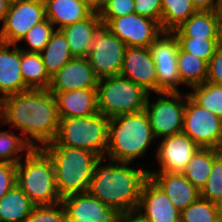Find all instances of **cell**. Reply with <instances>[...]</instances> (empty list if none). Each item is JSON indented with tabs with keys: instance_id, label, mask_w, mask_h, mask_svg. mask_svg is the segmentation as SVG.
<instances>
[{
	"instance_id": "6da1fadb",
	"label": "cell",
	"mask_w": 222,
	"mask_h": 222,
	"mask_svg": "<svg viewBox=\"0 0 222 222\" xmlns=\"http://www.w3.org/2000/svg\"><path fill=\"white\" fill-rule=\"evenodd\" d=\"M59 121L56 99L48 89H29L0 100V123L21 130L32 148L54 141Z\"/></svg>"
},
{
	"instance_id": "7a4b0ae2",
	"label": "cell",
	"mask_w": 222,
	"mask_h": 222,
	"mask_svg": "<svg viewBox=\"0 0 222 222\" xmlns=\"http://www.w3.org/2000/svg\"><path fill=\"white\" fill-rule=\"evenodd\" d=\"M104 159L96 162L87 192L122 214L136 210L149 170L128 167L129 163L113 160L105 164Z\"/></svg>"
},
{
	"instance_id": "3957f363",
	"label": "cell",
	"mask_w": 222,
	"mask_h": 222,
	"mask_svg": "<svg viewBox=\"0 0 222 222\" xmlns=\"http://www.w3.org/2000/svg\"><path fill=\"white\" fill-rule=\"evenodd\" d=\"M155 139L145 110L111 118L107 126L105 157L130 164L143 157Z\"/></svg>"
},
{
	"instance_id": "277c9868",
	"label": "cell",
	"mask_w": 222,
	"mask_h": 222,
	"mask_svg": "<svg viewBox=\"0 0 222 222\" xmlns=\"http://www.w3.org/2000/svg\"><path fill=\"white\" fill-rule=\"evenodd\" d=\"M42 149L52 159L61 199L88 191L94 166L100 159L96 153L65 145H45Z\"/></svg>"
},
{
	"instance_id": "5b68a950",
	"label": "cell",
	"mask_w": 222,
	"mask_h": 222,
	"mask_svg": "<svg viewBox=\"0 0 222 222\" xmlns=\"http://www.w3.org/2000/svg\"><path fill=\"white\" fill-rule=\"evenodd\" d=\"M16 164V185L35 206L61 202L56 189L51 157L42 148H33Z\"/></svg>"
},
{
	"instance_id": "8992f818",
	"label": "cell",
	"mask_w": 222,
	"mask_h": 222,
	"mask_svg": "<svg viewBox=\"0 0 222 222\" xmlns=\"http://www.w3.org/2000/svg\"><path fill=\"white\" fill-rule=\"evenodd\" d=\"M110 119L101 113L87 117L60 118L54 141L46 145H65L96 153L105 158L107 126Z\"/></svg>"
},
{
	"instance_id": "52a82bcc",
	"label": "cell",
	"mask_w": 222,
	"mask_h": 222,
	"mask_svg": "<svg viewBox=\"0 0 222 222\" xmlns=\"http://www.w3.org/2000/svg\"><path fill=\"white\" fill-rule=\"evenodd\" d=\"M96 91L98 112L109 119L144 110L149 94L120 75L99 79Z\"/></svg>"
},
{
	"instance_id": "ba28073f",
	"label": "cell",
	"mask_w": 222,
	"mask_h": 222,
	"mask_svg": "<svg viewBox=\"0 0 222 222\" xmlns=\"http://www.w3.org/2000/svg\"><path fill=\"white\" fill-rule=\"evenodd\" d=\"M157 101L150 104V94L145 111L149 117L153 135L157 139L182 133L186 95L181 92H160Z\"/></svg>"
},
{
	"instance_id": "9c48e42d",
	"label": "cell",
	"mask_w": 222,
	"mask_h": 222,
	"mask_svg": "<svg viewBox=\"0 0 222 222\" xmlns=\"http://www.w3.org/2000/svg\"><path fill=\"white\" fill-rule=\"evenodd\" d=\"M126 48L105 26L95 33L87 59L98 79L120 75Z\"/></svg>"
},
{
	"instance_id": "30bf717a",
	"label": "cell",
	"mask_w": 222,
	"mask_h": 222,
	"mask_svg": "<svg viewBox=\"0 0 222 222\" xmlns=\"http://www.w3.org/2000/svg\"><path fill=\"white\" fill-rule=\"evenodd\" d=\"M152 60L156 65L157 93L180 92L177 88L180 84L178 74L177 57L179 53V41L171 31L162 33L149 46Z\"/></svg>"
},
{
	"instance_id": "8fae6325",
	"label": "cell",
	"mask_w": 222,
	"mask_h": 222,
	"mask_svg": "<svg viewBox=\"0 0 222 222\" xmlns=\"http://www.w3.org/2000/svg\"><path fill=\"white\" fill-rule=\"evenodd\" d=\"M182 133L200 148L217 149L222 138V118L198 105L186 94Z\"/></svg>"
},
{
	"instance_id": "7c38bea8",
	"label": "cell",
	"mask_w": 222,
	"mask_h": 222,
	"mask_svg": "<svg viewBox=\"0 0 222 222\" xmlns=\"http://www.w3.org/2000/svg\"><path fill=\"white\" fill-rule=\"evenodd\" d=\"M44 0H17L9 5L0 29V41L17 45L27 32L45 19Z\"/></svg>"
},
{
	"instance_id": "4fadbf2b",
	"label": "cell",
	"mask_w": 222,
	"mask_h": 222,
	"mask_svg": "<svg viewBox=\"0 0 222 222\" xmlns=\"http://www.w3.org/2000/svg\"><path fill=\"white\" fill-rule=\"evenodd\" d=\"M105 27L127 47L147 48L162 33L155 20L136 13L112 18Z\"/></svg>"
},
{
	"instance_id": "5bb4252c",
	"label": "cell",
	"mask_w": 222,
	"mask_h": 222,
	"mask_svg": "<svg viewBox=\"0 0 222 222\" xmlns=\"http://www.w3.org/2000/svg\"><path fill=\"white\" fill-rule=\"evenodd\" d=\"M120 76L141 86L149 94H157L156 65L149 47H127Z\"/></svg>"
},
{
	"instance_id": "9a60e30c",
	"label": "cell",
	"mask_w": 222,
	"mask_h": 222,
	"mask_svg": "<svg viewBox=\"0 0 222 222\" xmlns=\"http://www.w3.org/2000/svg\"><path fill=\"white\" fill-rule=\"evenodd\" d=\"M66 213L82 222H119L122 213L108 207L88 192L72 194L61 200Z\"/></svg>"
},
{
	"instance_id": "2e32d148",
	"label": "cell",
	"mask_w": 222,
	"mask_h": 222,
	"mask_svg": "<svg viewBox=\"0 0 222 222\" xmlns=\"http://www.w3.org/2000/svg\"><path fill=\"white\" fill-rule=\"evenodd\" d=\"M156 151V159L164 172L181 173L192 156L200 148L184 133L165 137L161 140Z\"/></svg>"
},
{
	"instance_id": "e0dca14e",
	"label": "cell",
	"mask_w": 222,
	"mask_h": 222,
	"mask_svg": "<svg viewBox=\"0 0 222 222\" xmlns=\"http://www.w3.org/2000/svg\"><path fill=\"white\" fill-rule=\"evenodd\" d=\"M136 211L151 222H180V211L150 178L142 187Z\"/></svg>"
},
{
	"instance_id": "ac0fdd59",
	"label": "cell",
	"mask_w": 222,
	"mask_h": 222,
	"mask_svg": "<svg viewBox=\"0 0 222 222\" xmlns=\"http://www.w3.org/2000/svg\"><path fill=\"white\" fill-rule=\"evenodd\" d=\"M96 77L87 58L73 57L53 77L50 92H68L84 88H97Z\"/></svg>"
},
{
	"instance_id": "d6986e66",
	"label": "cell",
	"mask_w": 222,
	"mask_h": 222,
	"mask_svg": "<svg viewBox=\"0 0 222 222\" xmlns=\"http://www.w3.org/2000/svg\"><path fill=\"white\" fill-rule=\"evenodd\" d=\"M149 178L180 212L200 197V191L182 173L149 170Z\"/></svg>"
},
{
	"instance_id": "ffe728a7",
	"label": "cell",
	"mask_w": 222,
	"mask_h": 222,
	"mask_svg": "<svg viewBox=\"0 0 222 222\" xmlns=\"http://www.w3.org/2000/svg\"><path fill=\"white\" fill-rule=\"evenodd\" d=\"M18 47L0 41V100L8 95L29 90L21 74L20 47Z\"/></svg>"
},
{
	"instance_id": "44dd1931",
	"label": "cell",
	"mask_w": 222,
	"mask_h": 222,
	"mask_svg": "<svg viewBox=\"0 0 222 222\" xmlns=\"http://www.w3.org/2000/svg\"><path fill=\"white\" fill-rule=\"evenodd\" d=\"M51 93L56 99L59 118L87 117L98 113L96 88Z\"/></svg>"
},
{
	"instance_id": "7402d4cb",
	"label": "cell",
	"mask_w": 222,
	"mask_h": 222,
	"mask_svg": "<svg viewBox=\"0 0 222 222\" xmlns=\"http://www.w3.org/2000/svg\"><path fill=\"white\" fill-rule=\"evenodd\" d=\"M102 26L99 13L93 12L86 19L60 29L66 36L71 55L87 58L92 37Z\"/></svg>"
},
{
	"instance_id": "603a6c76",
	"label": "cell",
	"mask_w": 222,
	"mask_h": 222,
	"mask_svg": "<svg viewBox=\"0 0 222 222\" xmlns=\"http://www.w3.org/2000/svg\"><path fill=\"white\" fill-rule=\"evenodd\" d=\"M45 17L60 30L68 25L82 21L93 11L83 0H44Z\"/></svg>"
},
{
	"instance_id": "cb8c5ba5",
	"label": "cell",
	"mask_w": 222,
	"mask_h": 222,
	"mask_svg": "<svg viewBox=\"0 0 222 222\" xmlns=\"http://www.w3.org/2000/svg\"><path fill=\"white\" fill-rule=\"evenodd\" d=\"M220 20L217 11H197L172 32L176 38L218 39Z\"/></svg>"
},
{
	"instance_id": "d4e9b609",
	"label": "cell",
	"mask_w": 222,
	"mask_h": 222,
	"mask_svg": "<svg viewBox=\"0 0 222 222\" xmlns=\"http://www.w3.org/2000/svg\"><path fill=\"white\" fill-rule=\"evenodd\" d=\"M35 205L15 185L0 199V222H24Z\"/></svg>"
},
{
	"instance_id": "484cf974",
	"label": "cell",
	"mask_w": 222,
	"mask_h": 222,
	"mask_svg": "<svg viewBox=\"0 0 222 222\" xmlns=\"http://www.w3.org/2000/svg\"><path fill=\"white\" fill-rule=\"evenodd\" d=\"M45 69L53 77L69 60L73 58L66 36L61 30L55 29L47 45L40 52Z\"/></svg>"
},
{
	"instance_id": "4316f807",
	"label": "cell",
	"mask_w": 222,
	"mask_h": 222,
	"mask_svg": "<svg viewBox=\"0 0 222 222\" xmlns=\"http://www.w3.org/2000/svg\"><path fill=\"white\" fill-rule=\"evenodd\" d=\"M218 156L217 149L199 148L181 173L201 192Z\"/></svg>"
},
{
	"instance_id": "83f0119b",
	"label": "cell",
	"mask_w": 222,
	"mask_h": 222,
	"mask_svg": "<svg viewBox=\"0 0 222 222\" xmlns=\"http://www.w3.org/2000/svg\"><path fill=\"white\" fill-rule=\"evenodd\" d=\"M21 74L29 89H48L51 77L48 75L40 53L20 49Z\"/></svg>"
},
{
	"instance_id": "f1b7e54d",
	"label": "cell",
	"mask_w": 222,
	"mask_h": 222,
	"mask_svg": "<svg viewBox=\"0 0 222 222\" xmlns=\"http://www.w3.org/2000/svg\"><path fill=\"white\" fill-rule=\"evenodd\" d=\"M178 74L182 85L194 87L206 81L208 62L183 51L179 47Z\"/></svg>"
},
{
	"instance_id": "f546056e",
	"label": "cell",
	"mask_w": 222,
	"mask_h": 222,
	"mask_svg": "<svg viewBox=\"0 0 222 222\" xmlns=\"http://www.w3.org/2000/svg\"><path fill=\"white\" fill-rule=\"evenodd\" d=\"M161 4L162 31L172 32L197 12L191 0H161Z\"/></svg>"
},
{
	"instance_id": "4dcf8cb0",
	"label": "cell",
	"mask_w": 222,
	"mask_h": 222,
	"mask_svg": "<svg viewBox=\"0 0 222 222\" xmlns=\"http://www.w3.org/2000/svg\"><path fill=\"white\" fill-rule=\"evenodd\" d=\"M180 222H222V206L199 197L180 212Z\"/></svg>"
},
{
	"instance_id": "1f68e13d",
	"label": "cell",
	"mask_w": 222,
	"mask_h": 222,
	"mask_svg": "<svg viewBox=\"0 0 222 222\" xmlns=\"http://www.w3.org/2000/svg\"><path fill=\"white\" fill-rule=\"evenodd\" d=\"M188 95L200 106L222 118V85L204 82Z\"/></svg>"
},
{
	"instance_id": "d6a6232c",
	"label": "cell",
	"mask_w": 222,
	"mask_h": 222,
	"mask_svg": "<svg viewBox=\"0 0 222 222\" xmlns=\"http://www.w3.org/2000/svg\"><path fill=\"white\" fill-rule=\"evenodd\" d=\"M32 149L22 136L9 131H0V162L17 164L22 157L20 152L25 150L24 152L28 153Z\"/></svg>"
},
{
	"instance_id": "836d02e7",
	"label": "cell",
	"mask_w": 222,
	"mask_h": 222,
	"mask_svg": "<svg viewBox=\"0 0 222 222\" xmlns=\"http://www.w3.org/2000/svg\"><path fill=\"white\" fill-rule=\"evenodd\" d=\"M54 25L45 18L43 21L34 25L21 41H26L29 48H20L25 52L40 53L50 40L51 34L55 31Z\"/></svg>"
},
{
	"instance_id": "e575fe53",
	"label": "cell",
	"mask_w": 222,
	"mask_h": 222,
	"mask_svg": "<svg viewBox=\"0 0 222 222\" xmlns=\"http://www.w3.org/2000/svg\"><path fill=\"white\" fill-rule=\"evenodd\" d=\"M200 197L222 206V157L219 155L212 164L210 176Z\"/></svg>"
},
{
	"instance_id": "d590c367",
	"label": "cell",
	"mask_w": 222,
	"mask_h": 222,
	"mask_svg": "<svg viewBox=\"0 0 222 222\" xmlns=\"http://www.w3.org/2000/svg\"><path fill=\"white\" fill-rule=\"evenodd\" d=\"M179 47L189 54L209 62L218 48V39L177 38Z\"/></svg>"
},
{
	"instance_id": "8d00e7d4",
	"label": "cell",
	"mask_w": 222,
	"mask_h": 222,
	"mask_svg": "<svg viewBox=\"0 0 222 222\" xmlns=\"http://www.w3.org/2000/svg\"><path fill=\"white\" fill-rule=\"evenodd\" d=\"M65 208L62 202L53 205L34 206L24 222H63Z\"/></svg>"
},
{
	"instance_id": "74e56055",
	"label": "cell",
	"mask_w": 222,
	"mask_h": 222,
	"mask_svg": "<svg viewBox=\"0 0 222 222\" xmlns=\"http://www.w3.org/2000/svg\"><path fill=\"white\" fill-rule=\"evenodd\" d=\"M131 13H135L134 0H108L99 15L103 26H105L112 18Z\"/></svg>"
},
{
	"instance_id": "f35d334b",
	"label": "cell",
	"mask_w": 222,
	"mask_h": 222,
	"mask_svg": "<svg viewBox=\"0 0 222 222\" xmlns=\"http://www.w3.org/2000/svg\"><path fill=\"white\" fill-rule=\"evenodd\" d=\"M134 9L136 14L153 19L160 25L161 0H134Z\"/></svg>"
},
{
	"instance_id": "ab89813d",
	"label": "cell",
	"mask_w": 222,
	"mask_h": 222,
	"mask_svg": "<svg viewBox=\"0 0 222 222\" xmlns=\"http://www.w3.org/2000/svg\"><path fill=\"white\" fill-rule=\"evenodd\" d=\"M16 185V164L0 162V199Z\"/></svg>"
},
{
	"instance_id": "60d3db41",
	"label": "cell",
	"mask_w": 222,
	"mask_h": 222,
	"mask_svg": "<svg viewBox=\"0 0 222 222\" xmlns=\"http://www.w3.org/2000/svg\"><path fill=\"white\" fill-rule=\"evenodd\" d=\"M206 82L222 85V48H217L207 67Z\"/></svg>"
},
{
	"instance_id": "b9f144b4",
	"label": "cell",
	"mask_w": 222,
	"mask_h": 222,
	"mask_svg": "<svg viewBox=\"0 0 222 222\" xmlns=\"http://www.w3.org/2000/svg\"><path fill=\"white\" fill-rule=\"evenodd\" d=\"M197 11H217L220 0H191Z\"/></svg>"
},
{
	"instance_id": "7bdbcfd3",
	"label": "cell",
	"mask_w": 222,
	"mask_h": 222,
	"mask_svg": "<svg viewBox=\"0 0 222 222\" xmlns=\"http://www.w3.org/2000/svg\"><path fill=\"white\" fill-rule=\"evenodd\" d=\"M121 219L123 220V222H151L145 217H143L136 210L122 214Z\"/></svg>"
},
{
	"instance_id": "ee69618b",
	"label": "cell",
	"mask_w": 222,
	"mask_h": 222,
	"mask_svg": "<svg viewBox=\"0 0 222 222\" xmlns=\"http://www.w3.org/2000/svg\"><path fill=\"white\" fill-rule=\"evenodd\" d=\"M86 5L93 11L100 13L106 6L108 0H83Z\"/></svg>"
},
{
	"instance_id": "f6af8a7d",
	"label": "cell",
	"mask_w": 222,
	"mask_h": 222,
	"mask_svg": "<svg viewBox=\"0 0 222 222\" xmlns=\"http://www.w3.org/2000/svg\"><path fill=\"white\" fill-rule=\"evenodd\" d=\"M10 3L6 0H0V21L3 22L8 12Z\"/></svg>"
},
{
	"instance_id": "bcb514c9",
	"label": "cell",
	"mask_w": 222,
	"mask_h": 222,
	"mask_svg": "<svg viewBox=\"0 0 222 222\" xmlns=\"http://www.w3.org/2000/svg\"><path fill=\"white\" fill-rule=\"evenodd\" d=\"M218 47L222 48V18H221L220 23H219Z\"/></svg>"
},
{
	"instance_id": "7dc6e473",
	"label": "cell",
	"mask_w": 222,
	"mask_h": 222,
	"mask_svg": "<svg viewBox=\"0 0 222 222\" xmlns=\"http://www.w3.org/2000/svg\"><path fill=\"white\" fill-rule=\"evenodd\" d=\"M63 222H82V221L77 220V219H74L73 217L69 216V215L65 212Z\"/></svg>"
},
{
	"instance_id": "c3c4849f",
	"label": "cell",
	"mask_w": 222,
	"mask_h": 222,
	"mask_svg": "<svg viewBox=\"0 0 222 222\" xmlns=\"http://www.w3.org/2000/svg\"><path fill=\"white\" fill-rule=\"evenodd\" d=\"M217 151H218V154L222 157V138H221L220 144L217 147Z\"/></svg>"
},
{
	"instance_id": "681fc988",
	"label": "cell",
	"mask_w": 222,
	"mask_h": 222,
	"mask_svg": "<svg viewBox=\"0 0 222 222\" xmlns=\"http://www.w3.org/2000/svg\"><path fill=\"white\" fill-rule=\"evenodd\" d=\"M218 14L222 18V0H220L219 7L217 9Z\"/></svg>"
},
{
	"instance_id": "f907efd6",
	"label": "cell",
	"mask_w": 222,
	"mask_h": 222,
	"mask_svg": "<svg viewBox=\"0 0 222 222\" xmlns=\"http://www.w3.org/2000/svg\"><path fill=\"white\" fill-rule=\"evenodd\" d=\"M6 1L9 2V3L11 4V3L16 2L17 0H6Z\"/></svg>"
}]
</instances>
